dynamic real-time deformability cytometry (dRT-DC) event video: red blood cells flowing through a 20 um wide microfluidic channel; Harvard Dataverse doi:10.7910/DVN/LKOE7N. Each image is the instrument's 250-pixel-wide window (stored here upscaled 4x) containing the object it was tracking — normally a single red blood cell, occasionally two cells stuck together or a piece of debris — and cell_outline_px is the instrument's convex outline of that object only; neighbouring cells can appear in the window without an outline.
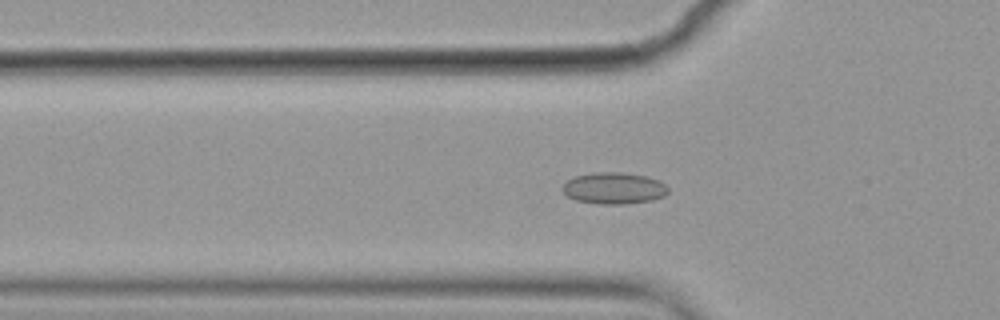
{"species": "common noctule bat (a hibernating species)", "species_latin": "Nyctalus noctula", "temperature_condition": "cold", "stored_images_in_passage": 53, "camera_frame_rate_fps": 3000, "um_per_image_px": 0.085, "animal": {"sex": "female", "body_mass_g": 19.9}, "frame": {"image": 1, "passage_image": 15, "time_ms": 4.667, "image_size_px": [1000, 320], "cell_outline_px": [[668, 192], [664, 196], [652, 200], [624, 204], [600, 204], [576, 200], [568, 196], [560, 188], [568, 180], [576, 176], [596, 172], [620, 172], [644, 176], [656, 180], [664, 184], [668, 188]], "centroid_in_image_um": [52.17, 16.0], "position_along_channel_um": 73.6, "area_um2": 19.19}}
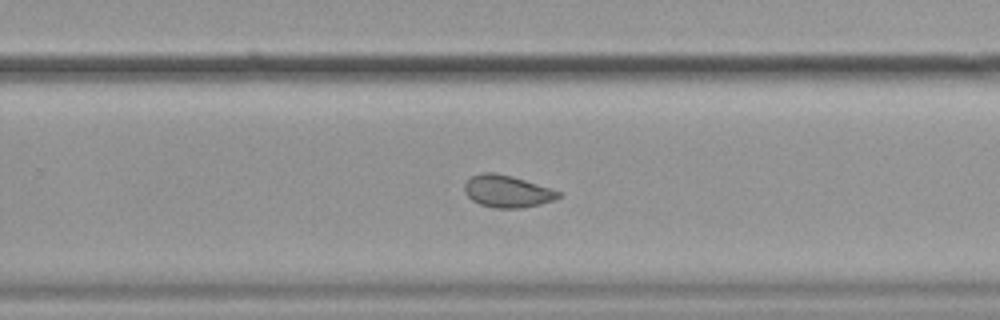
{"frame": {"image": 2, "passage_image": 33, "time_ms": 10.667, "image_size_px": [1000, 320], "cell_outline_px": [[560, 196], [556, 200], [540, 204], [520, 208], [492, 208], [480, 204], [472, 200], [464, 192], [464, 184], [472, 176], [480, 172], [496, 172], [512, 176], [560, 192]], "centroid_in_image_um": [43.07, 16.26], "position_along_channel_um": 286.7, "area_um2": 17.51}}
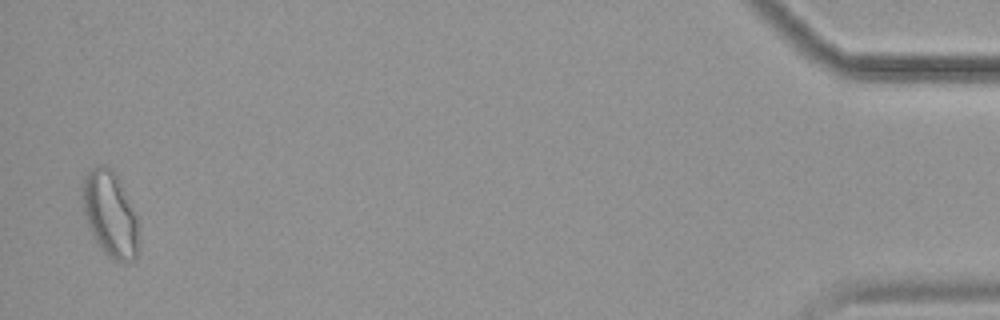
{"frame": {"image": 3, "passage_image": 52, "time_ms": 17.0, "image_size_px": [1000, 320], "cell_outline_px": [[140, 244], [136, 256], [132, 260], [116, 260], [108, 256], [100, 248], [88, 224], [84, 212], [80, 192], [84, 176], [92, 168], [100, 164], [104, 164], [112, 168], [116, 172], [136, 220]], "centroid_in_image_um": [9.33, 18.16], "position_along_channel_um": 425.9, "area_um2": 27.69}, "authors_computed_cell_mechanics": {"area_um2": 19.1896, "velocity_mm_per_s": 3.5615, "shape_relaxation_time_tau1_ms": null, "shape_relaxation_time_tau2_ms": 2.2001, "deformation_change_tau1": null, "deformation_change_tau2": 0.0664}}